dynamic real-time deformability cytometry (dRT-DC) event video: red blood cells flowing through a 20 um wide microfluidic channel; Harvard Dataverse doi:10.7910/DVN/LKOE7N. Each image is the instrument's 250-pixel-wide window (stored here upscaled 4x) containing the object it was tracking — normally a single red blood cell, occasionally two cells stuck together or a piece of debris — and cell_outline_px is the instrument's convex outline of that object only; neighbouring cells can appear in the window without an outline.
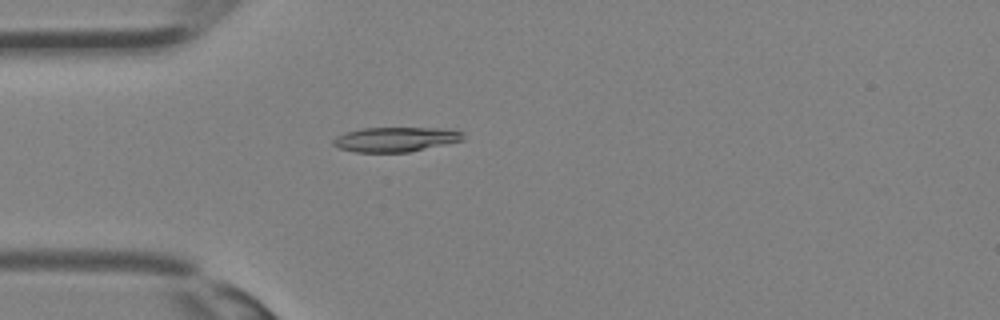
{"species": "Egyptian fruit bat (a non-hibernating species)", "species_latin": "Rousettus aegyptiacus", "temperature_condition": "room temperature", "stored_images_in_passage": 35, "camera_frame_rate_fps": 3000, "um_per_image_px": 0.085, "animal": {"sex": "female"}, "frame": {"image": 1, "passage_image": 10, "time_ms": 3.0, "image_size_px": [1000, 320], "cell_outline_px": [[464, 140], [408, 152], [356, 152], [340, 148], [332, 144], [332, 140], [336, 136], [348, 132], [364, 128], [440, 128], [464, 132]], "centroid_in_image_um": [33.63, 11.84], "position_along_channel_um": 51.4, "area_um2": 18.5}}
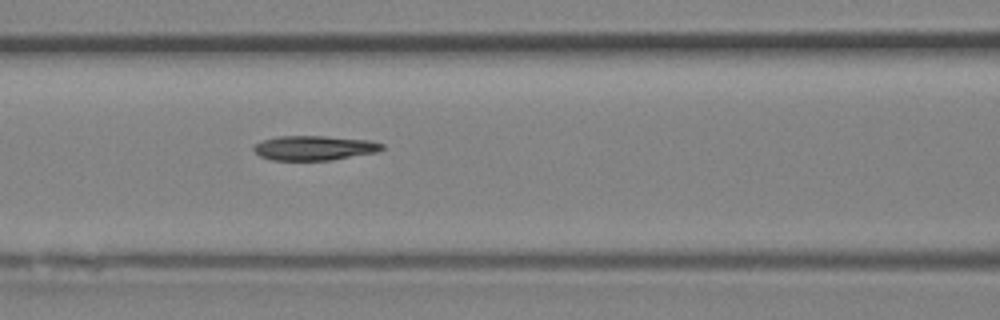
{"frame": {"image": 2, "passage_image": 15, "time_ms": 4.667, "image_size_px": [1000, 320], "cell_outline_px": [[384, 148], [376, 152], [332, 160], [272, 160], [260, 156], [252, 148], [256, 144], [264, 140], [280, 136], [324, 136], [372, 140], [384, 144]], "centroid_in_image_um": [26.75, 12.57], "position_along_channel_um": 139.9, "area_um2": 18.32}}
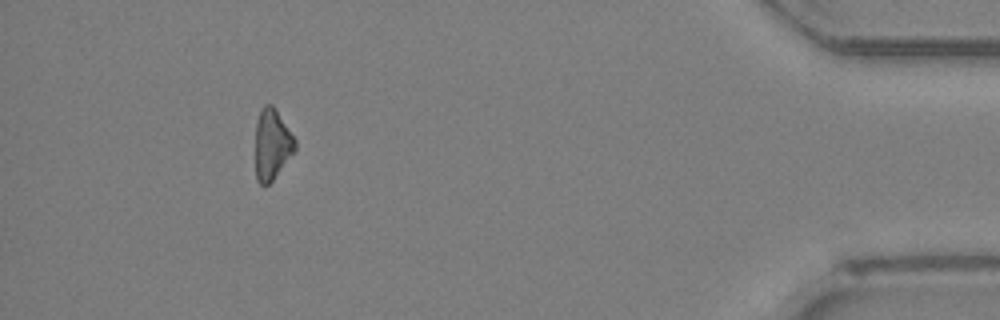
{"frame": {"image": 3, "passage_image": 32, "time_ms": 10.333, "image_size_px": [1000, 320], "cell_outline_px": [[296, 148], [272, 180], [268, 184], [260, 184], [256, 180], [256, 120], [264, 104], [272, 104], [296, 140]], "centroid_in_image_um": [23.1, 12.25], "position_along_channel_um": 412.1, "area_um2": 15.95}}